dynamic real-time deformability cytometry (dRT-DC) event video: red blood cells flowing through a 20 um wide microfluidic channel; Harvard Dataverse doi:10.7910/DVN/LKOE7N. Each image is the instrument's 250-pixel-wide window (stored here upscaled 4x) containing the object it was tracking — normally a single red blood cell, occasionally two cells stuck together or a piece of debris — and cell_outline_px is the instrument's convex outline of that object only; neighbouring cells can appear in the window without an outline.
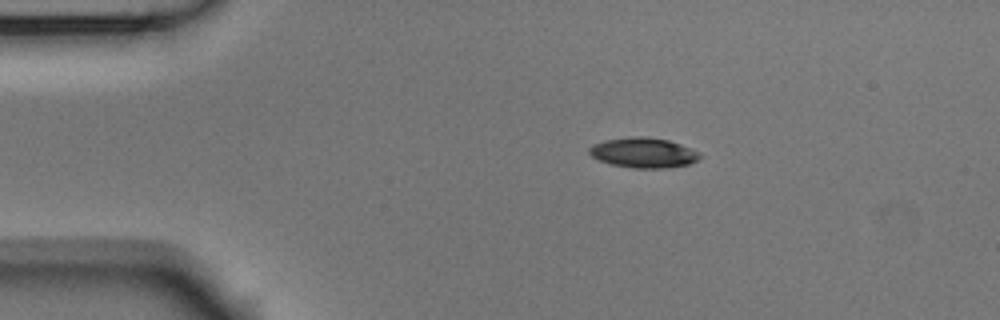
{"species": "Egyptian fruit bat (a non-hibernating species)", "species_latin": "Rousettus aegyptiacus", "temperature_condition": "room temperature", "stored_images_in_passage": 12, "camera_frame_rate_fps": 3000, "um_per_image_px": 0.085, "animal": {"sex": "male"}, "frame": {"image": 1, "passage_image": 9, "time_ms": 2.667, "image_size_px": [1000, 320], "cell_outline_px": [[704, 156], [688, 164], [664, 168], [632, 168], [612, 164], [600, 160], [592, 156], [588, 152], [588, 148], [592, 144], [604, 140], [632, 136], [644, 136], [668, 140], [680, 144], [700, 152]], "centroid_in_image_um": [54.69, 12.97], "position_along_channel_um": 30.3, "area_um2": 19.42}}